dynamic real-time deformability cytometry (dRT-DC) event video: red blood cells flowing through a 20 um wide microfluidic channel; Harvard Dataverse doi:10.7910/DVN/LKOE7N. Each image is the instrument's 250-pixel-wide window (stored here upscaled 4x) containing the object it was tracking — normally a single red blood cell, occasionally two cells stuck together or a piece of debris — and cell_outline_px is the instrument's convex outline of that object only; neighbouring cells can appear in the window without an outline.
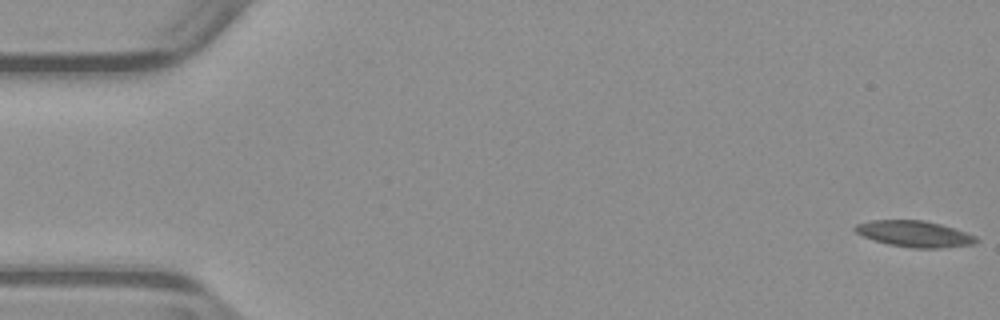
{"species": "common noctule bat (a hibernating species)", "species_latin": "Nyctalus noctula", "temperature_condition": "warm", "stored_images_in_passage": 13, "camera_frame_rate_fps": 3000, "um_per_image_px": 0.085, "animal": {"sex": "male", "body_mass_g": 23.1, "forearm_length_mm": 52.7}, "frame": {"image": 1, "passage_image": 1, "time_ms": 0.0, "image_size_px": [1000, 320], "cell_outline_px": [[980, 240], [972, 244], [936, 248], [912, 248], [888, 244], [864, 236], [856, 232], [856, 224], [872, 220], [924, 220], [940, 224], [976, 236]], "centroid_in_image_um": [77.74, 19.87], "position_along_channel_um": 7.3, "area_um2": 18.09}}
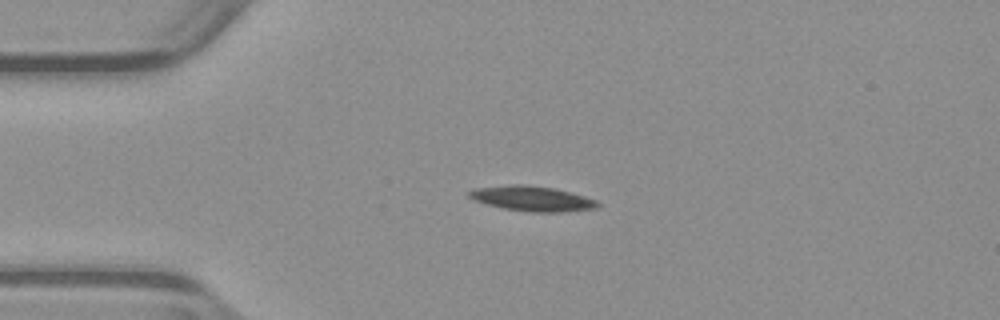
{"frame": {"image": 2, "passage_image": 13, "time_ms": 4.0, "image_size_px": [1000, 320], "cell_outline_px": [[600, 204], [596, 208], [560, 212], [532, 212], [504, 208], [488, 204], [476, 200], [468, 196], [468, 192], [476, 188], [516, 184], [524, 184], [552, 188], [584, 196], [596, 200]], "centroid_in_image_um": [45.24, 16.88], "position_along_channel_um": 39.8, "area_um2": 18.32}}